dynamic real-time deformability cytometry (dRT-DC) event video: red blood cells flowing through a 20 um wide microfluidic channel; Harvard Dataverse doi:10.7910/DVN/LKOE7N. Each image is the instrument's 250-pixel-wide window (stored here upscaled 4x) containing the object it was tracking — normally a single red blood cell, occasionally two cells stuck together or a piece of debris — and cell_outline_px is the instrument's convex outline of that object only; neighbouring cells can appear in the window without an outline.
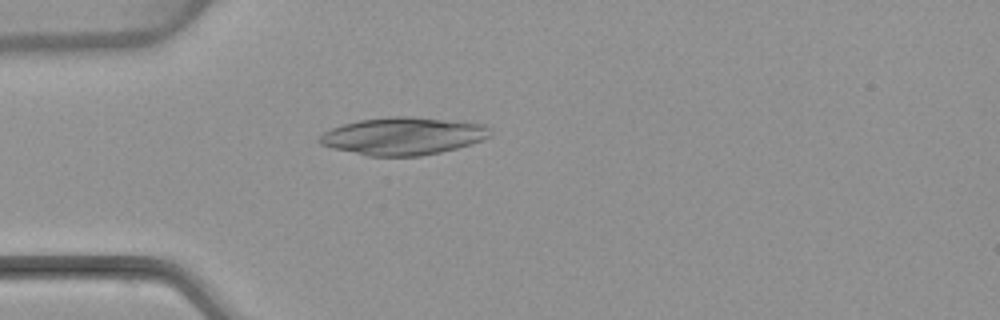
{"species": "common noctule bat (a hibernating species)", "species_latin": "Nyctalus noctula", "temperature_condition": "warm", "stored_images_in_passage": 1, "camera_frame_rate_fps": 3000, "um_per_image_px": 0.085, "animal": {"sex": "female", "body_mass_g": 22.7, "forearm_length_mm": 54.2}, "frame": {"image": 1, "passage_image": 1, "time_ms": 0.0, "image_size_px": [1000, 320], "cell_outline_px": [[492, 136], [484, 140], [472, 144], [440, 152], [420, 156], [368, 156], [332, 148], [320, 144], [316, 140], [324, 132], [332, 128], [344, 124], [360, 120], [392, 116], [412, 116], [484, 124], [492, 132]], "centroid_in_image_um": [34.28, 11.57], "position_along_channel_um": 50.7, "area_um2": 37.4}}